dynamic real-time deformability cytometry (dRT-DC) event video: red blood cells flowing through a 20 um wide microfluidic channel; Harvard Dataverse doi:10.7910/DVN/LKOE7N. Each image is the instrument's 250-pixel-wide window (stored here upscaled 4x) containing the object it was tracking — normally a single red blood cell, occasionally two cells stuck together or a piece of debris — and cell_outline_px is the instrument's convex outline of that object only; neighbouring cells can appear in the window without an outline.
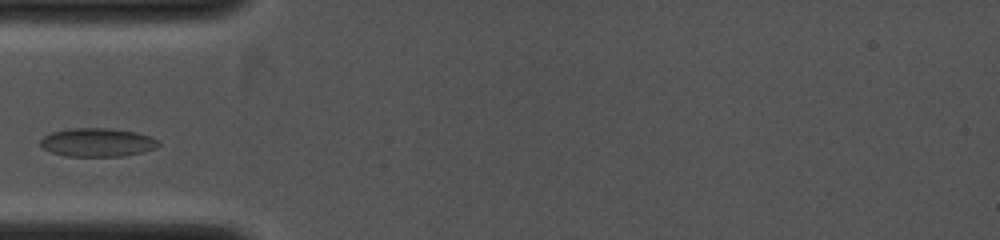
{"species": "common noctule bat (a hibernating species)", "species_latin": "Nyctalus noctula", "temperature_condition": "cold", "stored_images_in_passage": 2, "camera_frame_rate_fps": 4000, "um_per_image_px": 0.085, "animal": {"sex": "female", "body_mass_g": 19.0, "forearm_length_mm": 53.3}, "frame": {"image": 1, "passage_image": 2, "time_ms": 1.0, "image_size_px": [1000, 240], "cell_outline_px": [[160, 144], [156, 148], [144, 152], [124, 156], [64, 156], [52, 152], [44, 148], [40, 144], [40, 140], [44, 136], [52, 132], [68, 128], [112, 128], [136, 132], [152, 136]], "centroid_in_image_um": [8.3, 12.1], "position_along_channel_um": 76.7, "area_um2": 19.77}}